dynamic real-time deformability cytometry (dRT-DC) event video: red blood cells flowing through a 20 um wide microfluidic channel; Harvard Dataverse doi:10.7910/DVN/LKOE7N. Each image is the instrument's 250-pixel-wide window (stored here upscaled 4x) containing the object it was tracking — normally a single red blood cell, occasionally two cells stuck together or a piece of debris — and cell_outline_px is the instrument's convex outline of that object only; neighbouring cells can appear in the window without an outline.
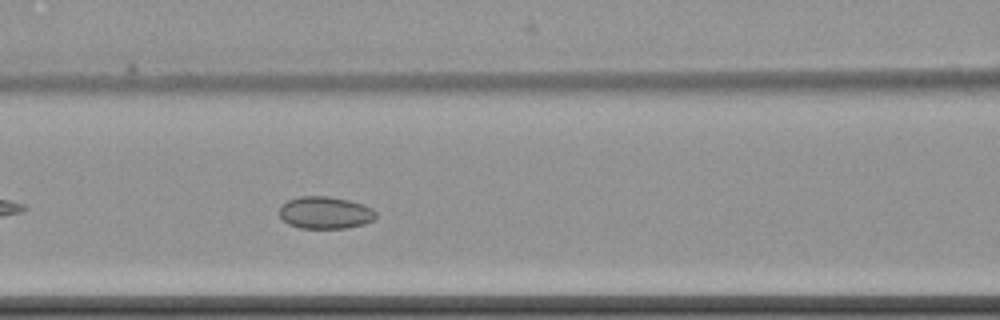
{"species": "common noctule bat (a hibernating species)", "species_latin": "Nyctalus noctula", "temperature_condition": "cold", "stored_images_in_passage": 5, "camera_frame_rate_fps": 3000, "um_per_image_px": 0.085, "animal": {"sex": "female", "body_mass_g": 22.7, "forearm_length_mm": 54.2}, "frame": {"image": 1, "passage_image": 5, "time_ms": 4.667, "image_size_px": [1000, 320], "cell_outline_px": [[376, 216], [372, 220], [364, 224], [344, 228], [300, 228], [288, 224], [280, 216], [280, 208], [288, 200], [300, 196], [328, 196], [348, 200], [372, 208], [376, 212]], "centroid_in_image_um": [27.63, 18.08], "position_along_channel_um": 139.0, "area_um2": 17.92}}